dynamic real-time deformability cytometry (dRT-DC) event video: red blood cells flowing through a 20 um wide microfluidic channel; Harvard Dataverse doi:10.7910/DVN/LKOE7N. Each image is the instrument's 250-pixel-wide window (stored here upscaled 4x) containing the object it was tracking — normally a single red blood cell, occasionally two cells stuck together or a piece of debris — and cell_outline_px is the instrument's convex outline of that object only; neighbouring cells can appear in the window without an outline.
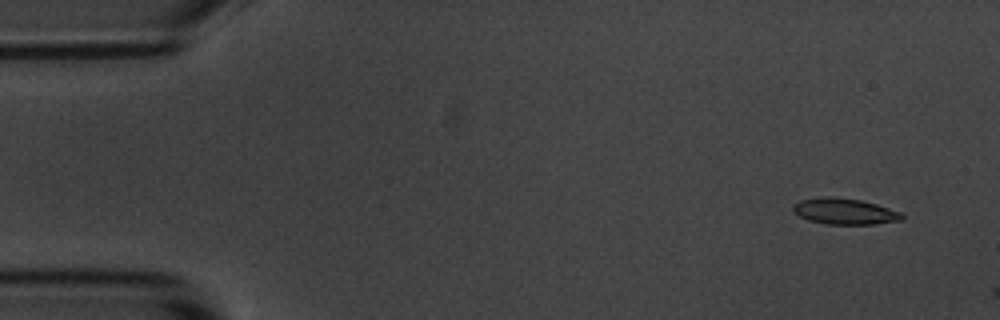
{"species": "common noctule bat (a hibernating species)", "species_latin": "Nyctalus noctula", "temperature_condition": "room temperature", "stored_images_in_passage": 4, "camera_frame_rate_fps": 3000, "um_per_image_px": 0.085, "animal": {"sex": "male", "body_mass_g": 20.1, "forearm_length_mm": 53.5}, "frame": {"image": 1, "passage_image": 1, "time_ms": 0.0, "image_size_px": [1000, 320], "cell_outline_px": [[904, 220], [872, 224], [824, 224], [808, 220], [792, 212], [792, 204], [800, 200], [832, 196], [860, 200], [876, 204], [900, 212], [904, 216]], "centroid_in_image_um": [71.76, 17.97], "position_along_channel_um": 13.2, "area_um2": 16.53}}